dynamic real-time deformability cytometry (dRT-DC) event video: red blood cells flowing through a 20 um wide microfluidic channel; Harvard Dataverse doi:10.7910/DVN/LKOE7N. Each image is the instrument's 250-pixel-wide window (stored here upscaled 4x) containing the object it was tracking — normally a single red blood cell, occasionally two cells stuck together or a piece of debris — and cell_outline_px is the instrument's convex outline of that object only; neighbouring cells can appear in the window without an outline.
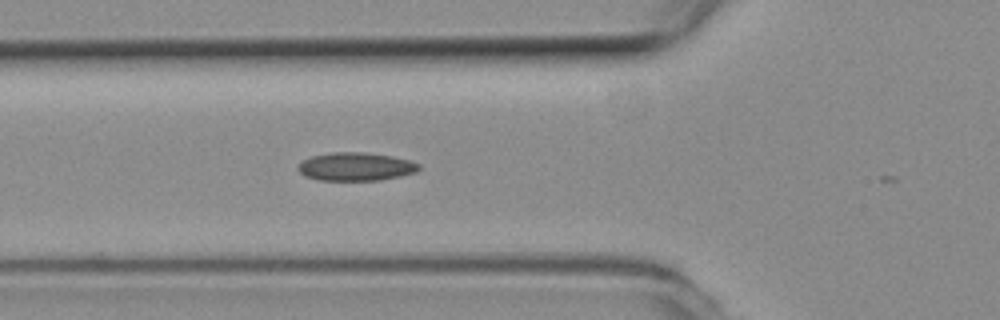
{"species": "common noctule bat (a hibernating species)", "species_latin": "Nyctalus noctula", "temperature_condition": "room temperature", "stored_images_in_passage": 11, "camera_frame_rate_fps": 3000, "um_per_image_px": 0.085, "animal": {"sex": "female", "body_mass_g": 19.3, "forearm_length_mm": 54.1}, "frame": {"image": 1, "passage_image": 7, "time_ms": 2.0, "image_size_px": [1000, 320], "cell_outline_px": [[420, 168], [416, 172], [400, 176], [380, 180], [320, 180], [304, 176], [296, 168], [304, 160], [312, 156], [332, 152], [364, 152], [392, 156], [408, 160], [420, 164]], "centroid_in_image_um": [30.24, 14.16], "position_along_channel_um": 95.6, "area_um2": 19.83}}
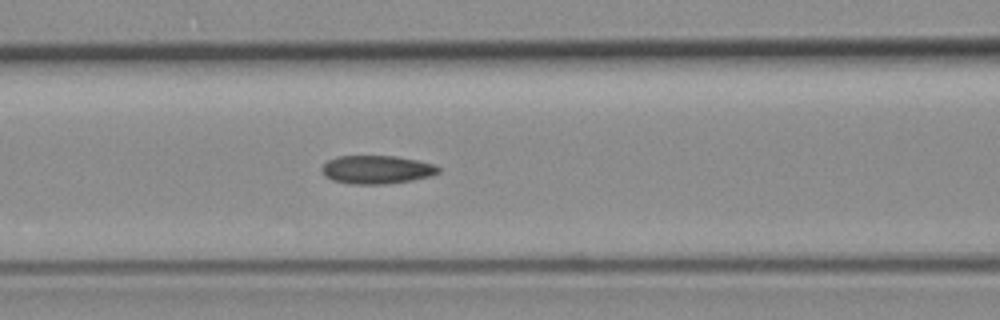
{"frame": {"image": 2, "passage_image": 10, "time_ms": 3.0, "image_size_px": [1000, 320], "cell_outline_px": [[440, 172], [432, 176], [412, 180], [384, 184], [352, 184], [332, 180], [324, 176], [320, 172], [320, 168], [328, 160], [336, 156], [396, 156], [436, 164], [440, 168]], "centroid_in_image_um": [32.01, 14.41], "position_along_channel_um": 134.6, "area_um2": 19.48}}